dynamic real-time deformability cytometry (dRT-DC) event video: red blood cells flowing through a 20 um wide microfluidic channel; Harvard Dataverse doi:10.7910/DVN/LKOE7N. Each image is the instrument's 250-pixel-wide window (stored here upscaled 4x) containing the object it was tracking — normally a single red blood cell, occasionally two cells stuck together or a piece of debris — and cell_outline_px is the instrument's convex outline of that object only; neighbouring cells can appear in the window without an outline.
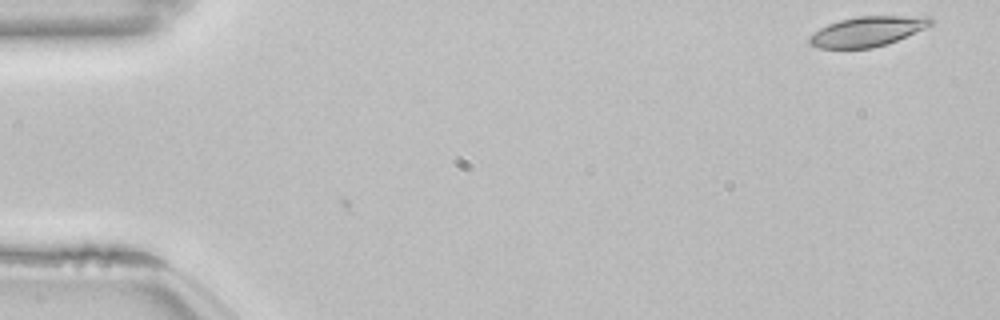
{"species": "common noctule bat (a hibernating species)", "species_latin": "Nyctalus noctula", "temperature_condition": "room temperature", "stored_images_in_passage": 2, "camera_frame_rate_fps": 3000, "um_per_image_px": 0.085, "animal": {"sex": "female", "body_mass_g": 22.7, "forearm_length_mm": 54.2}, "frame": {"image": 1, "passage_image": 1, "time_ms": 0.0, "image_size_px": [1000, 320], "cell_outline_px": [[936, 20], [932, 24], [924, 28], [888, 44], [872, 48], [816, 48], [808, 44], [808, 40], [820, 28], [828, 24], [840, 20], [856, 16], [928, 16]], "centroid_in_image_um": [73.74, 2.67], "position_along_channel_um": 11.3, "area_um2": 21.1}}